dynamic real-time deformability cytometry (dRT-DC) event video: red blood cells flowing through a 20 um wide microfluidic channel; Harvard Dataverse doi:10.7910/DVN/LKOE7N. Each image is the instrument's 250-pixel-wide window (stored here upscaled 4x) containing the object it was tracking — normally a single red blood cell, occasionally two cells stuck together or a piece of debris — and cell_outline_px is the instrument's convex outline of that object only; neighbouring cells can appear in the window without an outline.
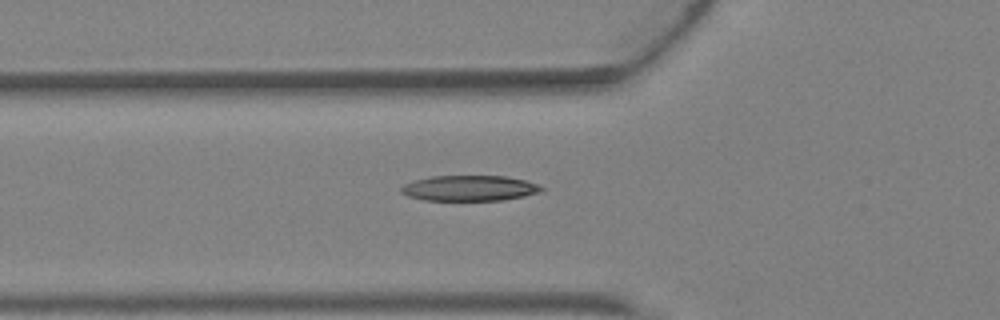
{"species": "Egyptian fruit bat (a non-hibernating species)", "species_latin": "Rousettus aegyptiacus", "temperature_condition": "warm", "stored_images_in_passage": 4, "camera_frame_rate_fps": 3000, "um_per_image_px": 0.085, "animal": {"sex": "female"}, "frame": {"image": 1, "passage_image": 4, "time_ms": 1.0, "image_size_px": [1000, 320], "cell_outline_px": [[544, 188], [540, 192], [524, 196], [504, 200], [424, 200], [408, 196], [400, 192], [400, 188], [404, 184], [412, 180], [432, 176], [508, 176], [524, 180], [536, 184]], "centroid_in_image_um": [39.87, 15.99], "position_along_channel_um": 85.9, "area_um2": 20.87}}